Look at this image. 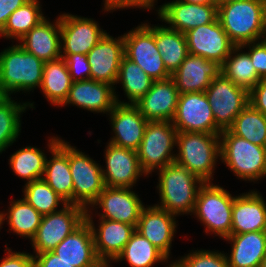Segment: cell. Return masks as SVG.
<instances>
[{"label": "cell", "instance_id": "cell-14", "mask_svg": "<svg viewBox=\"0 0 266 267\" xmlns=\"http://www.w3.org/2000/svg\"><path fill=\"white\" fill-rule=\"evenodd\" d=\"M189 54L223 64L235 45L223 30L218 18L184 33Z\"/></svg>", "mask_w": 266, "mask_h": 267}, {"label": "cell", "instance_id": "cell-22", "mask_svg": "<svg viewBox=\"0 0 266 267\" xmlns=\"http://www.w3.org/2000/svg\"><path fill=\"white\" fill-rule=\"evenodd\" d=\"M91 208L86 210V221L92 229L95 251L99 259H116L136 231L134 225L99 218L95 227Z\"/></svg>", "mask_w": 266, "mask_h": 267}, {"label": "cell", "instance_id": "cell-48", "mask_svg": "<svg viewBox=\"0 0 266 267\" xmlns=\"http://www.w3.org/2000/svg\"><path fill=\"white\" fill-rule=\"evenodd\" d=\"M29 0H0V31L6 25L9 16Z\"/></svg>", "mask_w": 266, "mask_h": 267}, {"label": "cell", "instance_id": "cell-9", "mask_svg": "<svg viewBox=\"0 0 266 267\" xmlns=\"http://www.w3.org/2000/svg\"><path fill=\"white\" fill-rule=\"evenodd\" d=\"M42 216L36 235L31 240L34 254L53 251L68 235L86 221V209L74 204Z\"/></svg>", "mask_w": 266, "mask_h": 267}, {"label": "cell", "instance_id": "cell-6", "mask_svg": "<svg viewBox=\"0 0 266 267\" xmlns=\"http://www.w3.org/2000/svg\"><path fill=\"white\" fill-rule=\"evenodd\" d=\"M235 195L219 185L205 182L199 189L193 215L205 227V232L223 240L231 235L232 207Z\"/></svg>", "mask_w": 266, "mask_h": 267}, {"label": "cell", "instance_id": "cell-30", "mask_svg": "<svg viewBox=\"0 0 266 267\" xmlns=\"http://www.w3.org/2000/svg\"><path fill=\"white\" fill-rule=\"evenodd\" d=\"M72 83L64 58L44 63L40 89L50 104L60 107L67 99Z\"/></svg>", "mask_w": 266, "mask_h": 267}, {"label": "cell", "instance_id": "cell-23", "mask_svg": "<svg viewBox=\"0 0 266 267\" xmlns=\"http://www.w3.org/2000/svg\"><path fill=\"white\" fill-rule=\"evenodd\" d=\"M179 91L172 77L153 81L151 89L135 103L148 121H170L177 111Z\"/></svg>", "mask_w": 266, "mask_h": 267}, {"label": "cell", "instance_id": "cell-18", "mask_svg": "<svg viewBox=\"0 0 266 267\" xmlns=\"http://www.w3.org/2000/svg\"><path fill=\"white\" fill-rule=\"evenodd\" d=\"M108 115L115 135L109 143L137 151L148 123L139 108L135 104L116 103Z\"/></svg>", "mask_w": 266, "mask_h": 267}, {"label": "cell", "instance_id": "cell-51", "mask_svg": "<svg viewBox=\"0 0 266 267\" xmlns=\"http://www.w3.org/2000/svg\"><path fill=\"white\" fill-rule=\"evenodd\" d=\"M167 267H182L180 263L176 260L171 262Z\"/></svg>", "mask_w": 266, "mask_h": 267}, {"label": "cell", "instance_id": "cell-27", "mask_svg": "<svg viewBox=\"0 0 266 267\" xmlns=\"http://www.w3.org/2000/svg\"><path fill=\"white\" fill-rule=\"evenodd\" d=\"M45 18L19 40V45L43 62L61 57L60 16L50 22ZM21 42V43H20Z\"/></svg>", "mask_w": 266, "mask_h": 267}, {"label": "cell", "instance_id": "cell-32", "mask_svg": "<svg viewBox=\"0 0 266 267\" xmlns=\"http://www.w3.org/2000/svg\"><path fill=\"white\" fill-rule=\"evenodd\" d=\"M9 203L11 204L5 213L0 211V229L2 228L1 225L7 220L10 227L9 232L12 231L16 235L28 238L31 241L36 235L42 215L24 198Z\"/></svg>", "mask_w": 266, "mask_h": 267}, {"label": "cell", "instance_id": "cell-7", "mask_svg": "<svg viewBox=\"0 0 266 267\" xmlns=\"http://www.w3.org/2000/svg\"><path fill=\"white\" fill-rule=\"evenodd\" d=\"M177 129L170 121H148L137 150L140 167L147 177L175 160ZM174 153V154H173Z\"/></svg>", "mask_w": 266, "mask_h": 267}, {"label": "cell", "instance_id": "cell-31", "mask_svg": "<svg viewBox=\"0 0 266 267\" xmlns=\"http://www.w3.org/2000/svg\"><path fill=\"white\" fill-rule=\"evenodd\" d=\"M155 43L167 71L172 75L189 55L185 34L168 26L155 25Z\"/></svg>", "mask_w": 266, "mask_h": 267}, {"label": "cell", "instance_id": "cell-34", "mask_svg": "<svg viewBox=\"0 0 266 267\" xmlns=\"http://www.w3.org/2000/svg\"><path fill=\"white\" fill-rule=\"evenodd\" d=\"M126 260L130 267H152L160 262H168V258L148 239L135 231L124 246L123 251L113 261Z\"/></svg>", "mask_w": 266, "mask_h": 267}, {"label": "cell", "instance_id": "cell-24", "mask_svg": "<svg viewBox=\"0 0 266 267\" xmlns=\"http://www.w3.org/2000/svg\"><path fill=\"white\" fill-rule=\"evenodd\" d=\"M176 223L175 215L155 205L147 206L141 211L136 231L148 239L169 259L177 228Z\"/></svg>", "mask_w": 266, "mask_h": 267}, {"label": "cell", "instance_id": "cell-4", "mask_svg": "<svg viewBox=\"0 0 266 267\" xmlns=\"http://www.w3.org/2000/svg\"><path fill=\"white\" fill-rule=\"evenodd\" d=\"M178 146V147H177ZM174 162L187 168L203 182L214 180L220 157V135L205 132H177Z\"/></svg>", "mask_w": 266, "mask_h": 267}, {"label": "cell", "instance_id": "cell-45", "mask_svg": "<svg viewBox=\"0 0 266 267\" xmlns=\"http://www.w3.org/2000/svg\"><path fill=\"white\" fill-rule=\"evenodd\" d=\"M104 2V11L112 12L118 9L125 8H141V9H154V6L157 0H103Z\"/></svg>", "mask_w": 266, "mask_h": 267}, {"label": "cell", "instance_id": "cell-16", "mask_svg": "<svg viewBox=\"0 0 266 267\" xmlns=\"http://www.w3.org/2000/svg\"><path fill=\"white\" fill-rule=\"evenodd\" d=\"M103 181L107 187L132 188L140 176H147L141 169L137 151L107 143Z\"/></svg>", "mask_w": 266, "mask_h": 267}, {"label": "cell", "instance_id": "cell-20", "mask_svg": "<svg viewBox=\"0 0 266 267\" xmlns=\"http://www.w3.org/2000/svg\"><path fill=\"white\" fill-rule=\"evenodd\" d=\"M115 88L109 83L93 79L73 82L61 107L72 104L90 112L108 114L120 101Z\"/></svg>", "mask_w": 266, "mask_h": 267}, {"label": "cell", "instance_id": "cell-19", "mask_svg": "<svg viewBox=\"0 0 266 267\" xmlns=\"http://www.w3.org/2000/svg\"><path fill=\"white\" fill-rule=\"evenodd\" d=\"M124 56L123 35L114 38L106 33L87 54L91 79L115 86Z\"/></svg>", "mask_w": 266, "mask_h": 267}, {"label": "cell", "instance_id": "cell-49", "mask_svg": "<svg viewBox=\"0 0 266 267\" xmlns=\"http://www.w3.org/2000/svg\"><path fill=\"white\" fill-rule=\"evenodd\" d=\"M113 259H98L94 264L88 267H110L109 263H112Z\"/></svg>", "mask_w": 266, "mask_h": 267}, {"label": "cell", "instance_id": "cell-53", "mask_svg": "<svg viewBox=\"0 0 266 267\" xmlns=\"http://www.w3.org/2000/svg\"><path fill=\"white\" fill-rule=\"evenodd\" d=\"M232 1H238V0H217V3L222 4V3L232 2Z\"/></svg>", "mask_w": 266, "mask_h": 267}, {"label": "cell", "instance_id": "cell-35", "mask_svg": "<svg viewBox=\"0 0 266 267\" xmlns=\"http://www.w3.org/2000/svg\"><path fill=\"white\" fill-rule=\"evenodd\" d=\"M235 46L221 65V73L248 92L261 80L247 52Z\"/></svg>", "mask_w": 266, "mask_h": 267}, {"label": "cell", "instance_id": "cell-54", "mask_svg": "<svg viewBox=\"0 0 266 267\" xmlns=\"http://www.w3.org/2000/svg\"><path fill=\"white\" fill-rule=\"evenodd\" d=\"M260 267H266V256L261 261Z\"/></svg>", "mask_w": 266, "mask_h": 267}, {"label": "cell", "instance_id": "cell-42", "mask_svg": "<svg viewBox=\"0 0 266 267\" xmlns=\"http://www.w3.org/2000/svg\"><path fill=\"white\" fill-rule=\"evenodd\" d=\"M65 59L73 82L91 79L90 65L86 54H61Z\"/></svg>", "mask_w": 266, "mask_h": 267}, {"label": "cell", "instance_id": "cell-47", "mask_svg": "<svg viewBox=\"0 0 266 267\" xmlns=\"http://www.w3.org/2000/svg\"><path fill=\"white\" fill-rule=\"evenodd\" d=\"M34 267H74L71 263L61 259L53 251L35 254Z\"/></svg>", "mask_w": 266, "mask_h": 267}, {"label": "cell", "instance_id": "cell-52", "mask_svg": "<svg viewBox=\"0 0 266 267\" xmlns=\"http://www.w3.org/2000/svg\"><path fill=\"white\" fill-rule=\"evenodd\" d=\"M262 40L266 43V12H265L264 34Z\"/></svg>", "mask_w": 266, "mask_h": 267}, {"label": "cell", "instance_id": "cell-36", "mask_svg": "<svg viewBox=\"0 0 266 267\" xmlns=\"http://www.w3.org/2000/svg\"><path fill=\"white\" fill-rule=\"evenodd\" d=\"M41 6L39 0H29L16 9L11 13L6 25L0 31V36L8 40L16 39V41H19L46 18L42 13Z\"/></svg>", "mask_w": 266, "mask_h": 267}, {"label": "cell", "instance_id": "cell-12", "mask_svg": "<svg viewBox=\"0 0 266 267\" xmlns=\"http://www.w3.org/2000/svg\"><path fill=\"white\" fill-rule=\"evenodd\" d=\"M172 123L177 132H205L218 135L222 132L215 123L205 92L179 94L177 111Z\"/></svg>", "mask_w": 266, "mask_h": 267}, {"label": "cell", "instance_id": "cell-8", "mask_svg": "<svg viewBox=\"0 0 266 267\" xmlns=\"http://www.w3.org/2000/svg\"><path fill=\"white\" fill-rule=\"evenodd\" d=\"M124 55L136 63L154 81L170 78L155 43V26L141 23L123 35Z\"/></svg>", "mask_w": 266, "mask_h": 267}, {"label": "cell", "instance_id": "cell-21", "mask_svg": "<svg viewBox=\"0 0 266 267\" xmlns=\"http://www.w3.org/2000/svg\"><path fill=\"white\" fill-rule=\"evenodd\" d=\"M51 159L46 158L42 179L68 204H73V181L69 166V142L51 137L48 140Z\"/></svg>", "mask_w": 266, "mask_h": 267}, {"label": "cell", "instance_id": "cell-29", "mask_svg": "<svg viewBox=\"0 0 266 267\" xmlns=\"http://www.w3.org/2000/svg\"><path fill=\"white\" fill-rule=\"evenodd\" d=\"M224 240L231 242L229 267H260L266 256V231L233 234Z\"/></svg>", "mask_w": 266, "mask_h": 267}, {"label": "cell", "instance_id": "cell-39", "mask_svg": "<svg viewBox=\"0 0 266 267\" xmlns=\"http://www.w3.org/2000/svg\"><path fill=\"white\" fill-rule=\"evenodd\" d=\"M9 158L10 168L15 175L27 183L42 179L47 158L44 150L27 146L17 150Z\"/></svg>", "mask_w": 266, "mask_h": 267}, {"label": "cell", "instance_id": "cell-37", "mask_svg": "<svg viewBox=\"0 0 266 267\" xmlns=\"http://www.w3.org/2000/svg\"><path fill=\"white\" fill-rule=\"evenodd\" d=\"M153 81L139 65L124 56L116 85L117 83L122 85L121 88H123L128 102L119 101V103L135 104L151 89Z\"/></svg>", "mask_w": 266, "mask_h": 267}, {"label": "cell", "instance_id": "cell-10", "mask_svg": "<svg viewBox=\"0 0 266 267\" xmlns=\"http://www.w3.org/2000/svg\"><path fill=\"white\" fill-rule=\"evenodd\" d=\"M69 166L73 181V204L87 210L105 187L102 167L89 155L70 144Z\"/></svg>", "mask_w": 266, "mask_h": 267}, {"label": "cell", "instance_id": "cell-44", "mask_svg": "<svg viewBox=\"0 0 266 267\" xmlns=\"http://www.w3.org/2000/svg\"><path fill=\"white\" fill-rule=\"evenodd\" d=\"M6 256L1 258L0 267H34L33 254L27 252H13L7 246Z\"/></svg>", "mask_w": 266, "mask_h": 267}, {"label": "cell", "instance_id": "cell-15", "mask_svg": "<svg viewBox=\"0 0 266 267\" xmlns=\"http://www.w3.org/2000/svg\"><path fill=\"white\" fill-rule=\"evenodd\" d=\"M98 206L103 211L99 218L127 223L137 227L142 209L145 207L137 193L131 188L107 187L91 207Z\"/></svg>", "mask_w": 266, "mask_h": 267}, {"label": "cell", "instance_id": "cell-25", "mask_svg": "<svg viewBox=\"0 0 266 267\" xmlns=\"http://www.w3.org/2000/svg\"><path fill=\"white\" fill-rule=\"evenodd\" d=\"M221 74V64L189 54L172 74L179 94L205 92L212 80Z\"/></svg>", "mask_w": 266, "mask_h": 267}, {"label": "cell", "instance_id": "cell-50", "mask_svg": "<svg viewBox=\"0 0 266 267\" xmlns=\"http://www.w3.org/2000/svg\"><path fill=\"white\" fill-rule=\"evenodd\" d=\"M180 1L193 4H218L217 0H180Z\"/></svg>", "mask_w": 266, "mask_h": 267}, {"label": "cell", "instance_id": "cell-41", "mask_svg": "<svg viewBox=\"0 0 266 267\" xmlns=\"http://www.w3.org/2000/svg\"><path fill=\"white\" fill-rule=\"evenodd\" d=\"M191 251L177 260L182 267H229L228 253L205 249Z\"/></svg>", "mask_w": 266, "mask_h": 267}, {"label": "cell", "instance_id": "cell-2", "mask_svg": "<svg viewBox=\"0 0 266 267\" xmlns=\"http://www.w3.org/2000/svg\"><path fill=\"white\" fill-rule=\"evenodd\" d=\"M158 171L160 203L155 206L175 216L192 215L198 191L205 182L175 162Z\"/></svg>", "mask_w": 266, "mask_h": 267}, {"label": "cell", "instance_id": "cell-33", "mask_svg": "<svg viewBox=\"0 0 266 267\" xmlns=\"http://www.w3.org/2000/svg\"><path fill=\"white\" fill-rule=\"evenodd\" d=\"M11 96H0V153L11 146L21 133V113L28 107L34 108L30 102H15Z\"/></svg>", "mask_w": 266, "mask_h": 267}, {"label": "cell", "instance_id": "cell-5", "mask_svg": "<svg viewBox=\"0 0 266 267\" xmlns=\"http://www.w3.org/2000/svg\"><path fill=\"white\" fill-rule=\"evenodd\" d=\"M220 159L241 180L255 182L266 177V147L238 137L229 129L220 133Z\"/></svg>", "mask_w": 266, "mask_h": 267}, {"label": "cell", "instance_id": "cell-3", "mask_svg": "<svg viewBox=\"0 0 266 267\" xmlns=\"http://www.w3.org/2000/svg\"><path fill=\"white\" fill-rule=\"evenodd\" d=\"M44 63L19 44L0 52V96L40 88Z\"/></svg>", "mask_w": 266, "mask_h": 267}, {"label": "cell", "instance_id": "cell-40", "mask_svg": "<svg viewBox=\"0 0 266 267\" xmlns=\"http://www.w3.org/2000/svg\"><path fill=\"white\" fill-rule=\"evenodd\" d=\"M22 193L23 198L42 216L61 210L58 209L61 204H68L43 179L26 183Z\"/></svg>", "mask_w": 266, "mask_h": 267}, {"label": "cell", "instance_id": "cell-38", "mask_svg": "<svg viewBox=\"0 0 266 267\" xmlns=\"http://www.w3.org/2000/svg\"><path fill=\"white\" fill-rule=\"evenodd\" d=\"M229 130L253 144L266 147V116L251 104L236 116Z\"/></svg>", "mask_w": 266, "mask_h": 267}, {"label": "cell", "instance_id": "cell-11", "mask_svg": "<svg viewBox=\"0 0 266 267\" xmlns=\"http://www.w3.org/2000/svg\"><path fill=\"white\" fill-rule=\"evenodd\" d=\"M205 94L215 123L222 131L229 129L236 116L249 104V92L235 85L222 73L212 80Z\"/></svg>", "mask_w": 266, "mask_h": 267}, {"label": "cell", "instance_id": "cell-46", "mask_svg": "<svg viewBox=\"0 0 266 267\" xmlns=\"http://www.w3.org/2000/svg\"><path fill=\"white\" fill-rule=\"evenodd\" d=\"M249 104L266 116V79H261L249 91Z\"/></svg>", "mask_w": 266, "mask_h": 267}, {"label": "cell", "instance_id": "cell-1", "mask_svg": "<svg viewBox=\"0 0 266 267\" xmlns=\"http://www.w3.org/2000/svg\"><path fill=\"white\" fill-rule=\"evenodd\" d=\"M266 0L218 4L217 18L235 46L260 41L264 34Z\"/></svg>", "mask_w": 266, "mask_h": 267}, {"label": "cell", "instance_id": "cell-13", "mask_svg": "<svg viewBox=\"0 0 266 267\" xmlns=\"http://www.w3.org/2000/svg\"><path fill=\"white\" fill-rule=\"evenodd\" d=\"M60 16L61 54H88L107 33L92 18L70 13Z\"/></svg>", "mask_w": 266, "mask_h": 267}, {"label": "cell", "instance_id": "cell-17", "mask_svg": "<svg viewBox=\"0 0 266 267\" xmlns=\"http://www.w3.org/2000/svg\"><path fill=\"white\" fill-rule=\"evenodd\" d=\"M158 9L156 11L162 22L182 33L212 23L218 15V4H193L180 0L164 3Z\"/></svg>", "mask_w": 266, "mask_h": 267}, {"label": "cell", "instance_id": "cell-43", "mask_svg": "<svg viewBox=\"0 0 266 267\" xmlns=\"http://www.w3.org/2000/svg\"><path fill=\"white\" fill-rule=\"evenodd\" d=\"M249 48H248V47ZM242 49L248 48L252 64L261 79H266V43L263 40L241 45Z\"/></svg>", "mask_w": 266, "mask_h": 267}, {"label": "cell", "instance_id": "cell-26", "mask_svg": "<svg viewBox=\"0 0 266 267\" xmlns=\"http://www.w3.org/2000/svg\"><path fill=\"white\" fill-rule=\"evenodd\" d=\"M266 231V202L258 191L235 196L232 207L231 235Z\"/></svg>", "mask_w": 266, "mask_h": 267}, {"label": "cell", "instance_id": "cell-28", "mask_svg": "<svg viewBox=\"0 0 266 267\" xmlns=\"http://www.w3.org/2000/svg\"><path fill=\"white\" fill-rule=\"evenodd\" d=\"M53 252L74 267H88L99 259L92 229L87 221L57 245Z\"/></svg>", "mask_w": 266, "mask_h": 267}]
</instances>
